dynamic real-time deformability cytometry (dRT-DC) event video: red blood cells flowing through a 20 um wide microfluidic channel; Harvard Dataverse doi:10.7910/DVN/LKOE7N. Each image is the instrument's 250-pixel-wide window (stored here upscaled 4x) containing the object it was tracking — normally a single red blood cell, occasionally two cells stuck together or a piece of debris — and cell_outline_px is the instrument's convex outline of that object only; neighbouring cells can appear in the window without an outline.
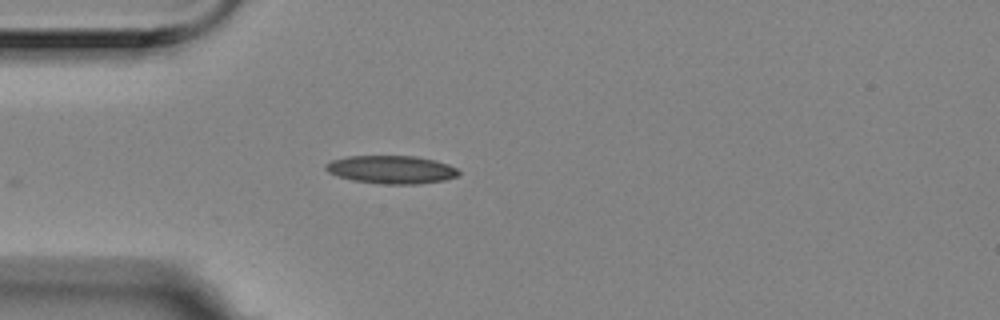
{"species": "Egyptian fruit bat (a non-hibernating species)", "species_latin": "Rousettus aegyptiacus", "temperature_condition": "room temperature", "stored_images_in_passage": 1, "camera_frame_rate_fps": 3000, "um_per_image_px": 0.085, "animal": {"sex": "female"}, "frame": {"image": 1, "passage_image": 1, "time_ms": 0.0, "image_size_px": [1000, 320], "cell_outline_px": [[460, 172], [456, 176], [444, 180], [416, 184], [384, 184], [352, 180], [328, 172], [324, 168], [324, 164], [332, 160], [348, 156], [416, 156], [436, 160], [448, 164], [456, 168]], "centroid_in_image_um": [33.26, 14.41], "position_along_channel_um": 51.7, "area_um2": 21.68}}